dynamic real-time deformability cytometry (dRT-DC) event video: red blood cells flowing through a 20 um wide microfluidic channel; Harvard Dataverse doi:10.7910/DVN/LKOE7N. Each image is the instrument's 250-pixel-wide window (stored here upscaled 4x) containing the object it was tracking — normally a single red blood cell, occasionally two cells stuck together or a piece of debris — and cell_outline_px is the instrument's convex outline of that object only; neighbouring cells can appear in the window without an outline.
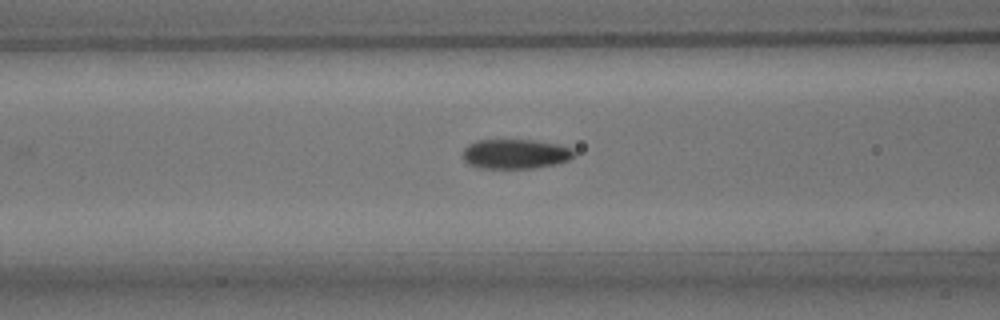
{"species": "common noctule bat (a hibernating species)", "species_latin": "Nyctalus noctula", "temperature_condition": "room temperature", "stored_images_in_passage": 19, "camera_frame_rate_fps": 3000, "um_per_image_px": 0.085, "animal": {"sex": "male", "body_mass_g": 15.6}, "frame": {"image": 1, "passage_image": 8, "time_ms": 2.333, "image_size_px": [1000, 320], "cell_outline_px": [[576, 152], [568, 160], [556, 164], [532, 168], [476, 168], [468, 164], [464, 160], [464, 148], [468, 144], [476, 140], [532, 140], [556, 144], [572, 148]], "centroid_in_image_um": [43.78, 13.09], "position_along_channel_um": 122.8, "area_um2": 19.19}}
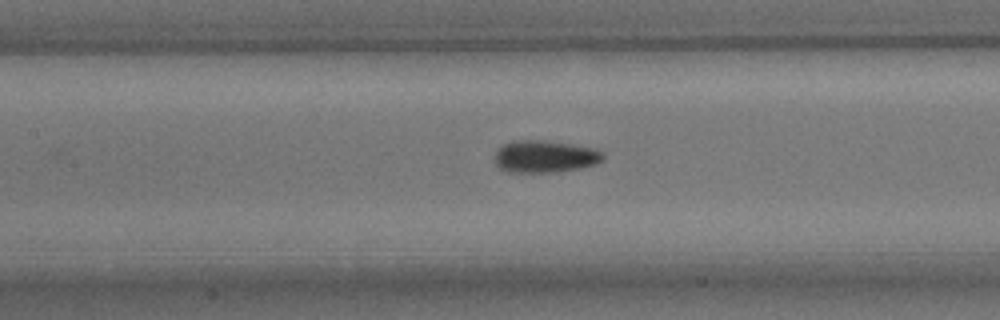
{"frame": {"image": 2, "passage_image": 11, "time_ms": 3.333, "image_size_px": [1000, 320], "cell_outline_px": [[604, 160], [596, 164], [580, 168], [556, 172], [508, 172], [500, 168], [496, 164], [492, 156], [496, 148], [512, 140], [544, 140], [572, 144], [596, 148], [604, 152]], "centroid_in_image_um": [46.3, 13.29], "position_along_channel_um": 161.1, "area_um2": 20.81}}
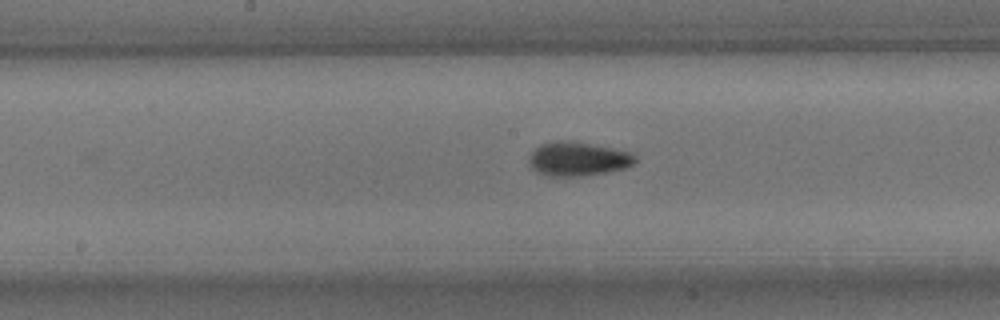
{"frame": {"image": 3, "passage_image": 14, "time_ms": 4.333, "image_size_px": [1000, 320], "cell_outline_px": [[636, 160], [632, 164], [624, 168], [608, 172], [580, 176], [548, 176], [536, 172], [528, 164], [528, 156], [540, 144], [560, 140], [592, 144], [632, 152], [636, 156]], "centroid_in_image_um": [49.09, 13.52], "position_along_channel_um": 199.1, "area_um2": 21.04}}